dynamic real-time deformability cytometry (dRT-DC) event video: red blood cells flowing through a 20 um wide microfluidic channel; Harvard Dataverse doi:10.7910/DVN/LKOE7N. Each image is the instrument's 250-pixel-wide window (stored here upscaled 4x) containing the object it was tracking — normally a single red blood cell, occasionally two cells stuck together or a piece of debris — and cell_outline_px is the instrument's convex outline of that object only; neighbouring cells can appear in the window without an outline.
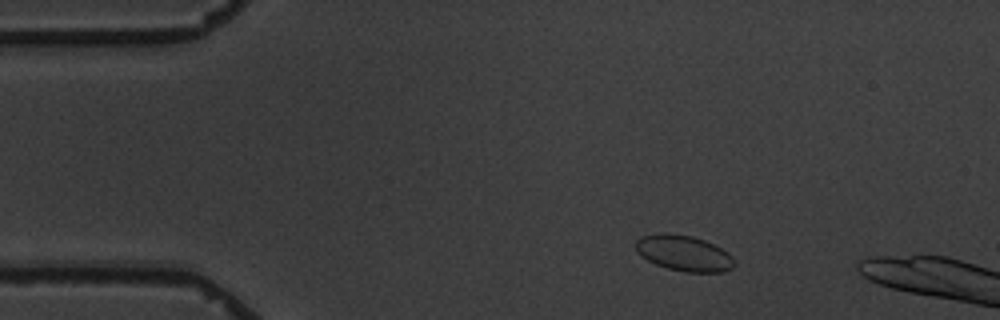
{"species": "common noctule bat (a hibernating species)", "species_latin": "Nyctalus noctula", "temperature_condition": "warm", "stored_images_in_passage": 3, "camera_frame_rate_fps": 3000, "um_per_image_px": 0.085, "animal": {"sex": "male", "body_mass_g": 19.5, "forearm_length_mm": 54.6}, "frame": {"image": 1, "passage_image": 1, "time_ms": 0.0, "image_size_px": [1000, 320], "cell_outline_px": [[736, 264], [732, 268], [724, 272], [684, 272], [668, 268], [656, 264], [640, 256], [636, 252], [636, 240], [640, 236], [656, 232], [664, 232], [692, 236], [704, 240], [728, 252], [732, 256]], "centroid_in_image_um": [58.1, 21.51], "position_along_channel_um": 26.9, "area_um2": 20.75}}